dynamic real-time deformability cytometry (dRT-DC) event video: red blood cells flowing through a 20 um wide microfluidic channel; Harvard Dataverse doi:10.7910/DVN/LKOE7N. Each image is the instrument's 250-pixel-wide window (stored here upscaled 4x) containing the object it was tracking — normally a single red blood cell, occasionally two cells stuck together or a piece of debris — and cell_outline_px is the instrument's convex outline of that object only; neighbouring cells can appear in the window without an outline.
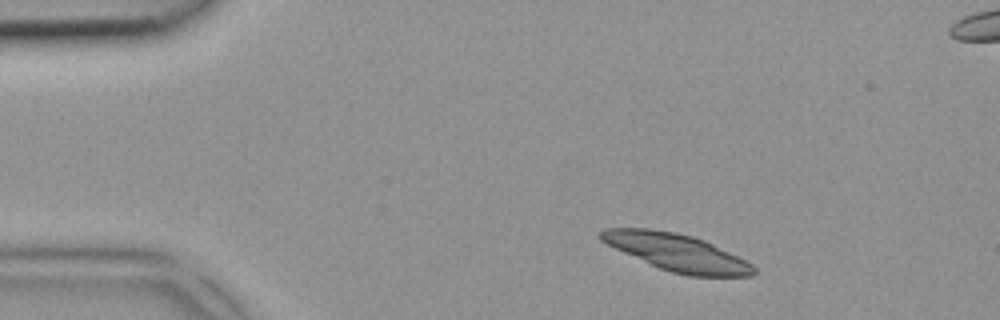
{"species": "common noctule bat (a hibernating species)", "species_latin": "Nyctalus noctula", "temperature_condition": "room temperature", "stored_images_in_passage": 3, "camera_frame_rate_fps": 3000, "um_per_image_px": 0.085, "animal": {"sex": "female", "body_mass_g": 18.4}, "frame": {"image": 1, "passage_image": 1, "time_ms": 0.0, "image_size_px": [1000, 320], "cell_outline_px": [[756, 272], [752, 276], [688, 276], [672, 272], [660, 268], [624, 252], [600, 240], [600, 232], [604, 228], [648, 228], [676, 232], [692, 236], [704, 240], [752, 264], [756, 268]], "centroid_in_image_um": [57.54, 21.45], "position_along_channel_um": 27.5, "area_um2": 32.48}}